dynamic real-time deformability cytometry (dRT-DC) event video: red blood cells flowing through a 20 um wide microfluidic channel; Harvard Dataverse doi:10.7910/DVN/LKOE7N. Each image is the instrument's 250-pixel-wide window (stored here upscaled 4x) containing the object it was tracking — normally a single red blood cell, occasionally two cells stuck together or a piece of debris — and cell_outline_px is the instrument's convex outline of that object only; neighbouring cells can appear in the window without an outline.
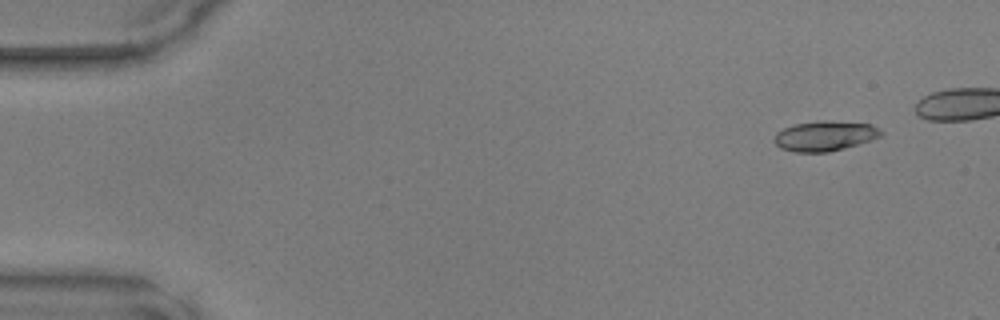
{"species": "common noctule bat (a hibernating species)", "species_latin": "Nyctalus noctula", "temperature_condition": "warm", "stored_images_in_passage": 9, "camera_frame_rate_fps": 3000, "um_per_image_px": 0.085, "animal": {"sex": "male", "body_mass_g": 17.9, "forearm_length_mm": 54.2}, "frame": {"image": 1, "passage_image": 4, "time_ms": 1.0, "image_size_px": [1000, 320], "cell_outline_px": [[884, 132], [880, 136], [872, 140], [844, 148], [828, 152], [796, 152], [780, 148], [772, 140], [776, 132], [784, 128], [796, 124], [824, 120], [872, 124]], "centroid_in_image_um": [70.11, 11.56], "position_along_channel_um": 14.9, "area_um2": 18.67}}